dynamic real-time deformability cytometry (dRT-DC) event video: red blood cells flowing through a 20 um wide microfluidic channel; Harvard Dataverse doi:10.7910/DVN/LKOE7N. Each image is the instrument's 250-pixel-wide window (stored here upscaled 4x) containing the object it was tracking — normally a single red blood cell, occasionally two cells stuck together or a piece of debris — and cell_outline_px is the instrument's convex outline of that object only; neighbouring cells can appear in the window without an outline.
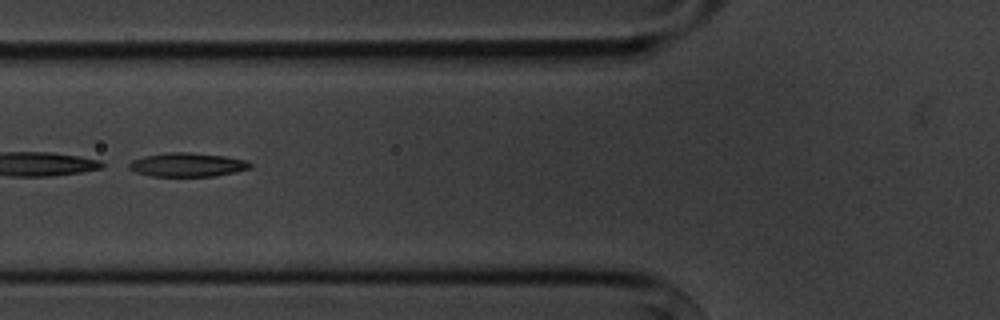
{"species": "common noctule bat (a hibernating species)", "species_latin": "Nyctalus noctula", "temperature_condition": "cold", "stored_images_in_passage": 6, "camera_frame_rate_fps": 3000, "um_per_image_px": 0.085, "animal": {"sex": "male", "body_mass_g": 20.1, "forearm_length_mm": 53.5}, "frame": {"image": 1, "passage_image": 6, "time_ms": 6.0, "image_size_px": [1000, 320], "cell_outline_px": [[252, 168], [236, 172], [216, 176], [152, 176], [136, 172], [128, 168], [128, 164], [132, 160], [144, 156], [168, 152], [188, 152], [224, 156], [248, 160], [252, 164]], "centroid_in_image_um": [15.96, 14.0], "position_along_channel_um": 109.8, "area_um2": 16.94}}